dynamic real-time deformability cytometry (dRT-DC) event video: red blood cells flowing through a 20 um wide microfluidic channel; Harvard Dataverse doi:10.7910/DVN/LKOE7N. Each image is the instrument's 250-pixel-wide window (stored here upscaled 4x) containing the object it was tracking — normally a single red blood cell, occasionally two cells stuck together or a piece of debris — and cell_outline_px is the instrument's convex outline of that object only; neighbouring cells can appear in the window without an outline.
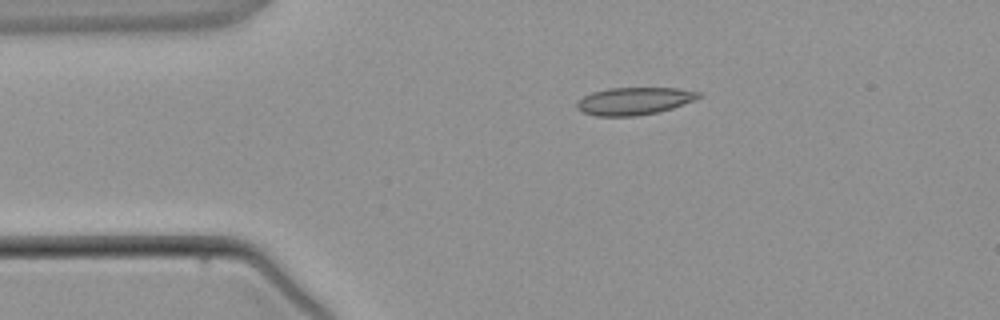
{"species": "common noctule bat (a hibernating species)", "species_latin": "Nyctalus noctula", "temperature_condition": "warm", "stored_images_in_passage": 3, "camera_frame_rate_fps": 3000, "um_per_image_px": 0.085, "animal": {"sex": "male", "body_mass_g": 21.5, "forearm_length_mm": 52.0}, "frame": {"image": 1, "passage_image": 3, "time_ms": 2.333, "image_size_px": [1000, 320], "cell_outline_px": [[700, 96], [692, 100], [672, 108], [656, 112], [636, 116], [596, 116], [584, 112], [576, 108], [576, 104], [584, 96], [592, 92], [612, 88], [680, 88], [700, 92]], "centroid_in_image_um": [53.88, 8.58], "position_along_channel_um": 31.1, "area_um2": 19.19}}